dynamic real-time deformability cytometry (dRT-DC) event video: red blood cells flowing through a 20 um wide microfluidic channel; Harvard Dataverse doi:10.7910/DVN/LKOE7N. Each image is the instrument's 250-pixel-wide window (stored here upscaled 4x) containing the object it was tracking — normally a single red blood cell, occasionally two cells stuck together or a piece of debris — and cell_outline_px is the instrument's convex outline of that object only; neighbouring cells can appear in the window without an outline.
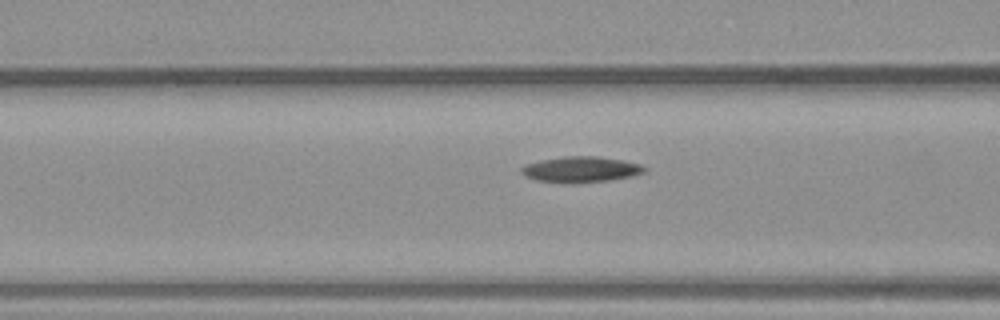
{"species": "common noctule bat (a hibernating species)", "species_latin": "Nyctalus noctula", "temperature_condition": "warm", "stored_images_in_passage": 31, "camera_frame_rate_fps": 3000, "um_per_image_px": 0.085, "animal": {"sex": "male", "body_mass_g": 23.1, "forearm_length_mm": 52.7}, "frame": {"image": 1, "passage_image": 14, "time_ms": 4.333, "image_size_px": [1000, 320], "cell_outline_px": [[648, 168], [644, 172], [632, 176], [612, 180], [568, 184], [536, 180], [524, 176], [520, 172], [520, 168], [524, 164], [540, 160], [564, 156], [596, 156], [624, 160], [640, 164]], "centroid_in_image_um": [49.35, 14.41], "position_along_channel_um": 117.3, "area_um2": 18.84}}
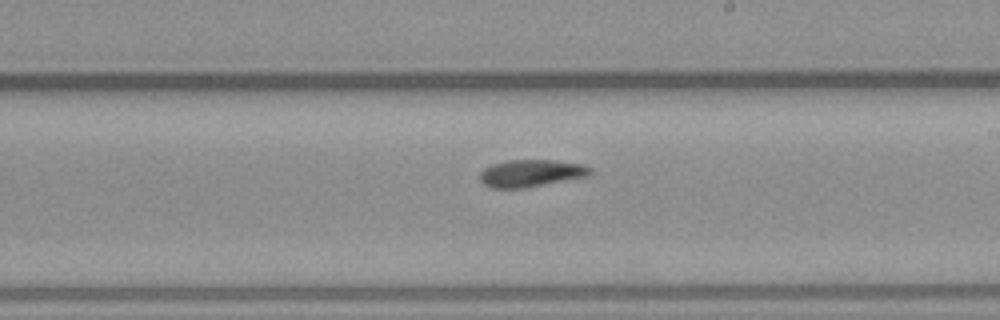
{"frame": {"image": 2, "passage_image": 22, "time_ms": 7.0, "image_size_px": [1000, 320], "cell_outline_px": [[592, 172], [588, 176], [524, 188], [492, 188], [484, 184], [480, 180], [480, 172], [484, 168], [492, 164], [508, 160], [556, 160], [584, 164], [592, 168]], "centroid_in_image_um": [45.15, 14.71], "position_along_channel_um": 243.8, "area_um2": 17.57}}
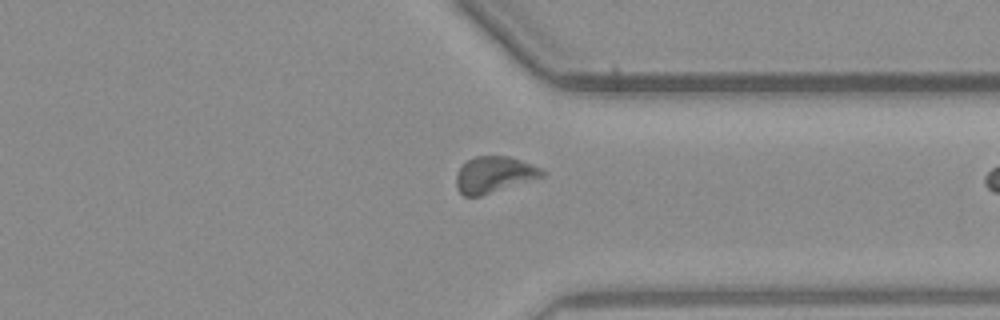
{"frame": {"image": 3, "passage_image": 30, "time_ms": 9.667, "image_size_px": [1000, 320], "cell_outline_px": [[548, 172], [544, 176], [480, 196], [464, 196], [456, 188], [456, 172], [468, 160], [476, 156], [508, 156], [532, 164]], "centroid_in_image_um": [41.99, 14.84], "position_along_channel_um": 369.4, "area_um2": 18.03}}